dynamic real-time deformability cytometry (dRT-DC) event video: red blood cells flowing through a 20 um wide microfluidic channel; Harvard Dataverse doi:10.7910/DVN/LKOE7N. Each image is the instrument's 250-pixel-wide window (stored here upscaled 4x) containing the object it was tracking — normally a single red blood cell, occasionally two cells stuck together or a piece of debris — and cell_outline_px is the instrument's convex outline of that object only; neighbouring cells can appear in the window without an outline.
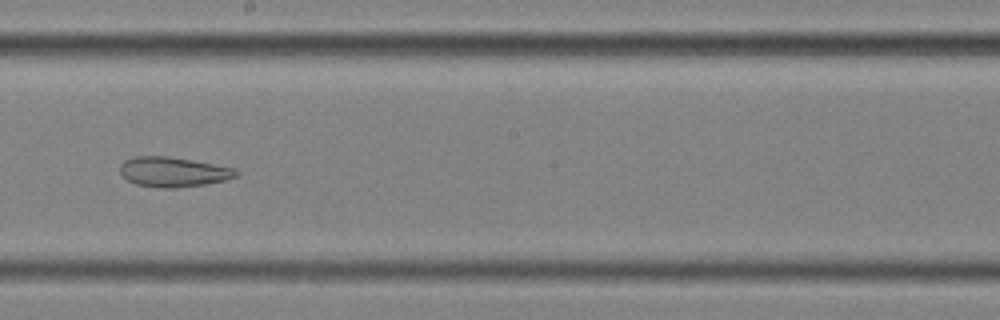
{"species": "common noctule bat (a hibernating species)", "species_latin": "Nyctalus noctula", "temperature_condition": "cold", "stored_images_in_passage": 56, "segment_of_instrument_passage": [2, 2], "camera_frame_rate_fps": 3000, "um_per_image_px": 0.085, "animal": {"sex": "female", "body_mass_g": 25.1}, "frame": {"image": 1, "passage_image": 32, "time_ms": 10.333, "image_size_px": [1000, 320], "cell_outline_px": [[240, 176], [224, 180], [204, 184], [176, 188], [160, 188], [136, 184], [128, 180], [120, 172], [120, 164], [124, 160], [136, 156], [168, 156], [236, 168], [240, 172]], "centroid_in_image_um": [14.75, 14.61], "position_along_channel_um": 233.5, "area_um2": 20.23}}
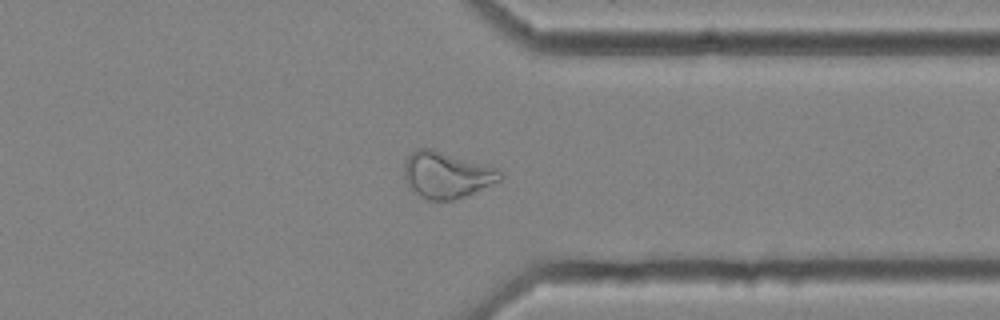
{"frame": {"image": 2, "passage_image": 44, "time_ms": 14.333, "image_size_px": [1000, 320], "cell_outline_px": [[504, 176], [500, 180], [468, 196], [452, 200], [428, 200], [420, 196], [408, 188], [404, 176], [404, 164], [408, 156], [416, 148], [432, 148], [496, 168]], "centroid_in_image_um": [37.93, 14.88], "position_along_channel_um": 373.5, "area_um2": 26.01}}
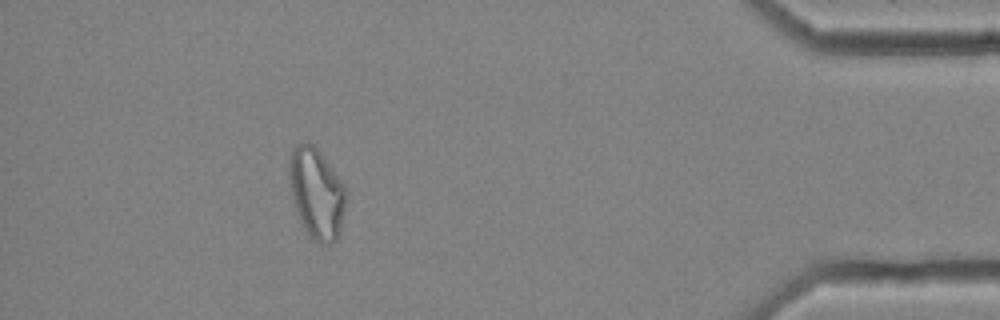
{"frame": {"image": 3, "passage_image": 51, "time_ms": 16.667, "image_size_px": [1000, 320], "cell_outline_px": [[344, 212], [340, 232], [336, 240], [332, 244], [320, 244], [308, 236], [300, 220], [292, 196], [288, 172], [288, 168], [292, 152], [296, 144], [312, 144], [320, 152], [344, 184]], "centroid_in_image_um": [26.9, 16.47], "position_along_channel_um": 408.3, "area_um2": 29.48}}